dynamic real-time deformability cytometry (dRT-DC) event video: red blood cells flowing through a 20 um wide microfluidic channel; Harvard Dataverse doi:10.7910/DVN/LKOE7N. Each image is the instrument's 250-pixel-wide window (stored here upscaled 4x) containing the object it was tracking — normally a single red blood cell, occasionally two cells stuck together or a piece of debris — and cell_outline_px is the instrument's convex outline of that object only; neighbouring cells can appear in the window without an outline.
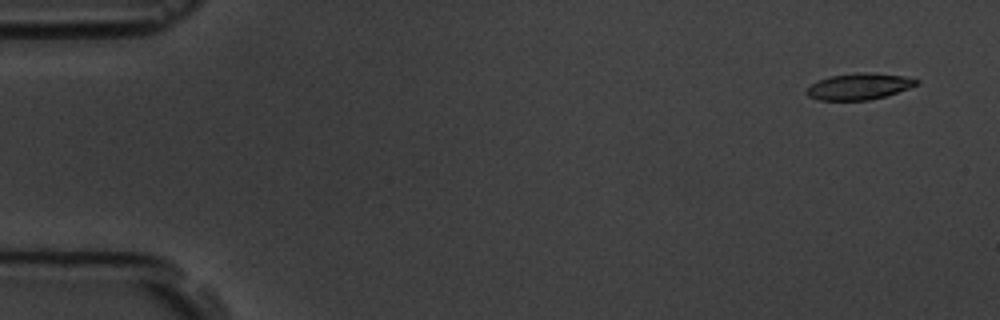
{"species": "common noctule bat (a hibernating species)", "species_latin": "Nyctalus noctula", "temperature_condition": "room temperature", "stored_images_in_passage": 4, "camera_frame_rate_fps": 3000, "um_per_image_px": 0.085, "animal": {"sex": "male", "body_mass_g": 19.5, "forearm_length_mm": 54.6}, "frame": {"image": 1, "passage_image": 1, "time_ms": 0.0, "image_size_px": [1000, 320], "cell_outline_px": [[920, 84], [884, 96], [868, 100], [820, 100], [808, 96], [804, 92], [816, 80], [828, 76], [856, 72], [864, 72], [904, 76], [920, 80]], "centroid_in_image_um": [72.99, 7.33], "position_along_channel_um": 12.0, "area_um2": 16.88}}